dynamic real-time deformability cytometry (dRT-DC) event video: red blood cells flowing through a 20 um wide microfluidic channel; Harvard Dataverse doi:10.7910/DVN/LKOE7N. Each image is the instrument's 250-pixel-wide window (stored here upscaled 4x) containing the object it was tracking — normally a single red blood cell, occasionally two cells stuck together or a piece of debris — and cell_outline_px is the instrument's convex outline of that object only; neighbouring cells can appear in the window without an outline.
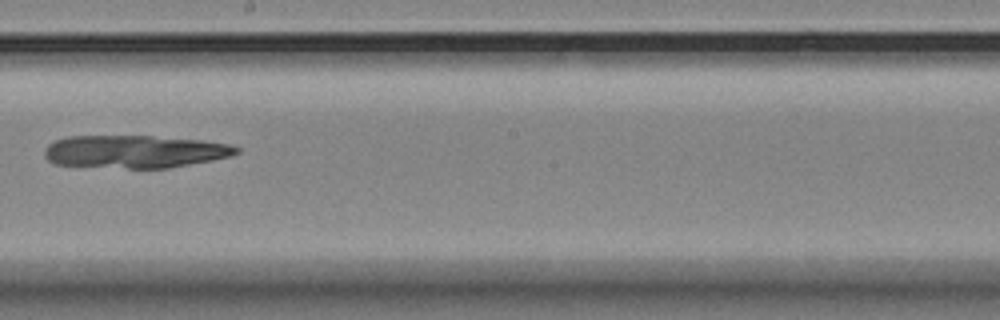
{"species": "Egyptian fruit bat (a non-hibernating species)", "species_latin": "Rousettus aegyptiacus", "temperature_condition": "room temperature", "stored_images_in_passage": 10, "segment_of_instrument_passage": [1, 2], "camera_frame_rate_fps": 3000, "um_per_image_px": 0.085, "animal": {"sex": "female"}, "frame": {"image": 1, "passage_image": 9, "time_ms": 9.333, "image_size_px": [1000, 320], "cell_outline_px": [[240, 152], [232, 156], [212, 160], [168, 168], [128, 168], [56, 164], [48, 160], [44, 156], [44, 152], [48, 144], [56, 140], [68, 136], [152, 136], [200, 140], [228, 144], [240, 148]], "centroid_in_image_um": [11.47, 12.88], "position_along_channel_um": 236.7, "area_um2": 36.47}}